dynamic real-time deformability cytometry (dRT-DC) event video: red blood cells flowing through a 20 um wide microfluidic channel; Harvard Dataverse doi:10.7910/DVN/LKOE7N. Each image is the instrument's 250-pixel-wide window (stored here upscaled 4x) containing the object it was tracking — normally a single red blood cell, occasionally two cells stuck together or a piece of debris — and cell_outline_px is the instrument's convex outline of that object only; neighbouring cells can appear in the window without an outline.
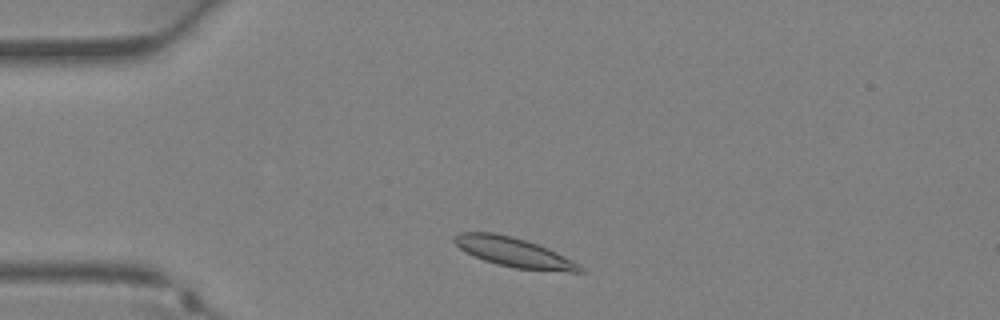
{"species": "Egyptian fruit bat (a non-hibernating species)", "species_latin": "Rousettus aegyptiacus", "temperature_condition": "warm", "stored_images_in_passage": 32, "segment_of_instrument_passage": [1, 2], "camera_frame_rate_fps": 3000, "um_per_image_px": 0.085, "animal": {"sex": "female"}, "frame": {"image": 1, "passage_image": 3, "time_ms": 0.667, "image_size_px": [1000, 320], "cell_outline_px": [[584, 272], [568, 272], [516, 268], [496, 264], [472, 256], [464, 252], [452, 240], [452, 236], [460, 232], [492, 232], [512, 236], [548, 248], [580, 264], [584, 268]], "centroid_in_image_um": [43.65, 21.44], "position_along_channel_um": 41.3, "area_um2": 21.62}}
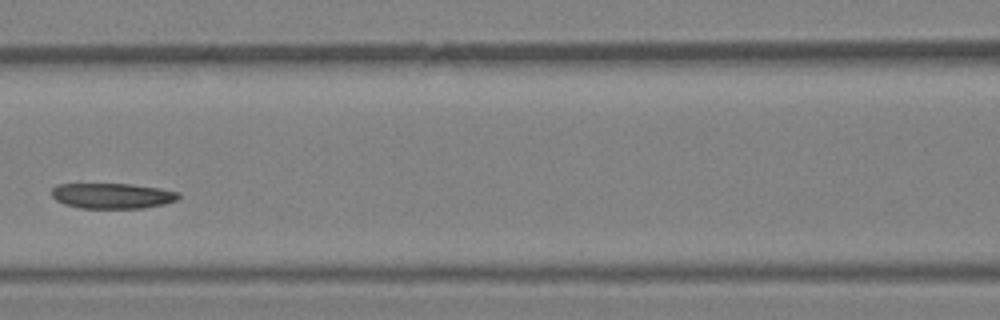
{"frame": {"image": 2, "passage_image": 11, "time_ms": 3.333, "image_size_px": [1000, 320], "cell_outline_px": [[180, 196], [176, 200], [164, 204], [144, 208], [80, 208], [64, 204], [56, 200], [52, 196], [52, 188], [56, 184], [132, 184], [160, 188], [180, 192]], "centroid_in_image_um": [9.55, 16.64], "position_along_channel_um": 157.0, "area_um2": 18.9}}
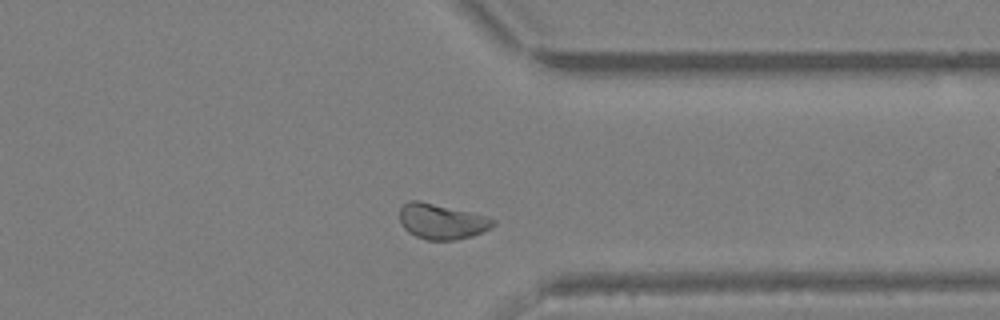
{"frame": {"image": 3, "passage_image": 23, "time_ms": 7.333, "image_size_px": [1000, 320], "cell_outline_px": [[496, 224], [472, 236], [456, 240], [428, 240], [416, 236], [408, 232], [404, 228], [400, 220], [400, 208], [408, 200], [420, 200], [488, 216], [496, 220]], "centroid_in_image_um": [37.54, 18.81], "position_along_channel_um": 373.9, "area_um2": 19.31}}